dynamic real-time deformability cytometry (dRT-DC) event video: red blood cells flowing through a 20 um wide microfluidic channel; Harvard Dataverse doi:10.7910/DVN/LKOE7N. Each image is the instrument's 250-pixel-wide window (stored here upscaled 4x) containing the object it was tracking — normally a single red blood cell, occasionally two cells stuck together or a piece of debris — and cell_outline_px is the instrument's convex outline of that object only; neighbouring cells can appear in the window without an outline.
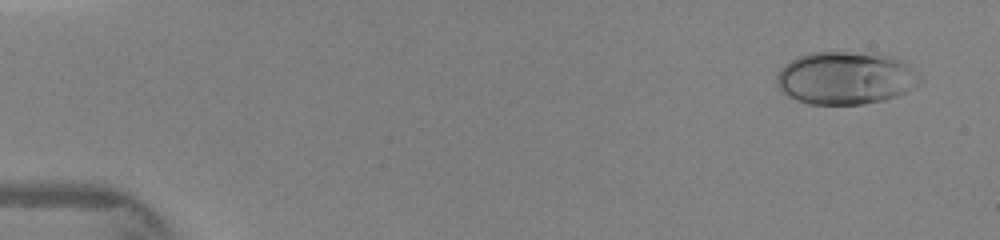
{"species": "human", "species_latin": "Homo sapiens", "temperature_condition": "warm", "stored_images_in_passage": 43, "camera_frame_rate_fps": 3000, "um_per_image_px": 0.085, "donor": {"sex": "female"}, "frame": {"image": 1, "passage_image": 5, "time_ms": 0.667, "image_size_px": [1000, 240], "cell_outline_px": [[924, 80], [920, 84], [896, 96], [884, 100], [864, 104], [808, 104], [796, 100], [780, 92], [776, 84], [776, 76], [792, 60], [800, 56], [812, 52], [848, 52], [892, 56], [904, 60]], "centroid_in_image_um": [71.9, 6.64], "position_along_channel_um": 13.1, "area_um2": 44.04}}
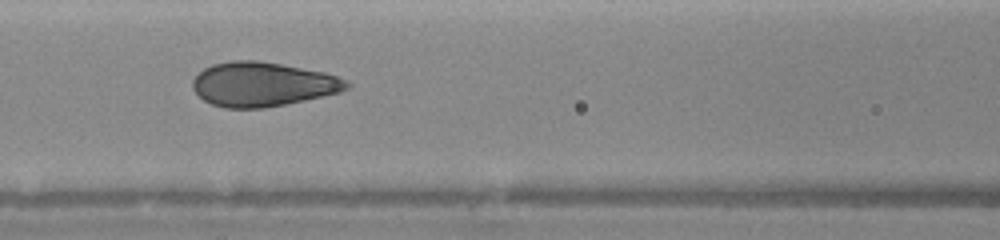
{"frame": {"image": 2, "passage_image": 34, "time_ms": 6.667, "image_size_px": [1000, 240], "cell_outline_px": [[352, 84], [348, 88], [340, 92], [304, 100], [264, 108], [224, 108], [212, 104], [204, 100], [192, 88], [192, 80], [204, 68], [212, 64], [232, 60], [256, 60], [280, 64], [324, 72], [336, 76]], "centroid_in_image_um": [22.3, 7.16], "position_along_channel_um": 144.3, "area_um2": 39.54}}
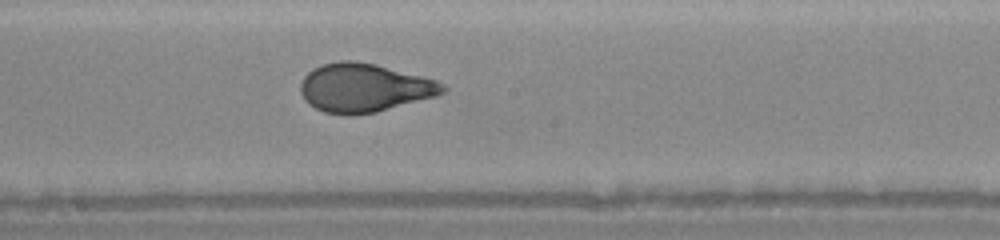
{"frame": {"image": 3, "passage_image": 42, "time_ms": 8.333, "image_size_px": [1000, 240], "cell_outline_px": [[448, 88], [444, 92], [436, 96], [376, 112], [324, 112], [308, 104], [304, 100], [300, 92], [300, 84], [304, 76], [312, 68], [320, 64], [340, 60], [352, 60], [376, 64], [436, 80], [444, 84]], "centroid_in_image_um": [30.95, 7.42], "position_along_channel_um": 217.3, "area_um2": 39.77}}